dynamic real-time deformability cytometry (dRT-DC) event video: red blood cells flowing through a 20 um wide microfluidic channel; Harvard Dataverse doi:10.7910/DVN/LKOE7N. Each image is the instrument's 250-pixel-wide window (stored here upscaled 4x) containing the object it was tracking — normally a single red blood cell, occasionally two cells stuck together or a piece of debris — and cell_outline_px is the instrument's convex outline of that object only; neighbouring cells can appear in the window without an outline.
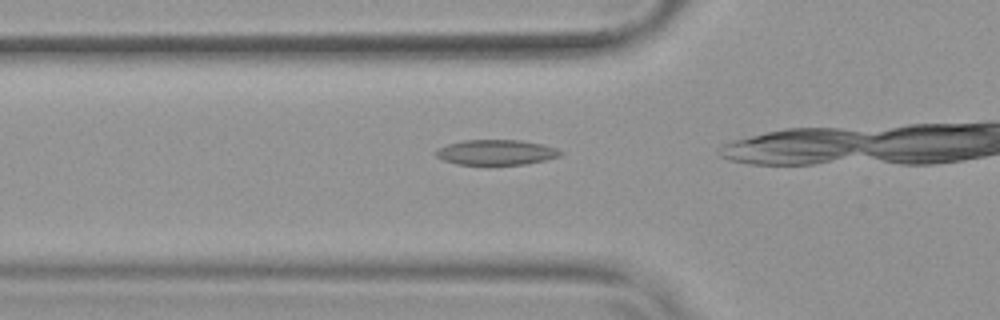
{"species": "common noctule bat (a hibernating species)", "species_latin": "Nyctalus noctula", "temperature_condition": "warm", "stored_images_in_passage": 10, "camera_frame_rate_fps": 3000, "um_per_image_px": 0.085, "animal": {"sex": "female", "body_mass_g": 19.9}, "frame": {"image": 1, "passage_image": 5, "time_ms": 1.333, "image_size_px": [1000, 320], "cell_outline_px": [[564, 152], [560, 156], [544, 160], [524, 164], [456, 164], [444, 160], [436, 156], [432, 152], [448, 144], [464, 140], [520, 140], [540, 144], [556, 148]], "centroid_in_image_um": [42.16, 12.94], "position_along_channel_um": 83.6, "area_um2": 18.09}}